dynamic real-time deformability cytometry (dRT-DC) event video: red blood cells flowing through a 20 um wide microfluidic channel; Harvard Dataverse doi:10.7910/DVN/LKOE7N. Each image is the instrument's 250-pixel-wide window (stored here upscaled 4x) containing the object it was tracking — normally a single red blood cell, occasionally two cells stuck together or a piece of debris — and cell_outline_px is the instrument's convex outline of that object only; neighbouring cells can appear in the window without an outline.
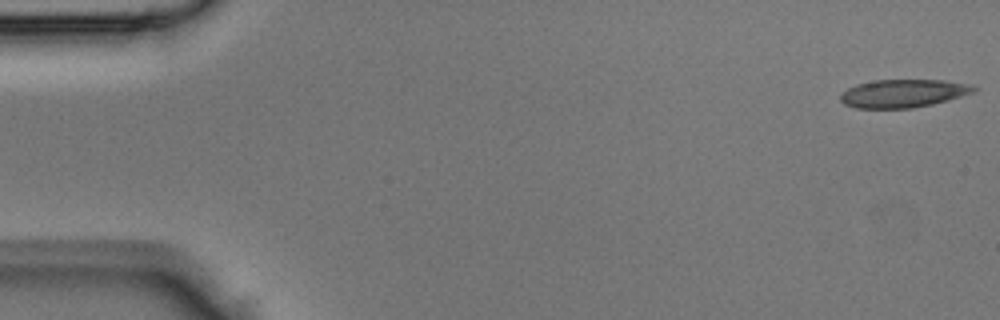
{"species": "Egyptian fruit bat (a non-hibernating species)", "species_latin": "Rousettus aegyptiacus", "temperature_condition": "room temperature", "stored_images_in_passage": 43, "camera_frame_rate_fps": 3000, "um_per_image_px": 0.085, "animal": {"sex": "male"}, "frame": {"image": 1, "passage_image": 1, "time_ms": 0.0, "image_size_px": [1000, 320], "cell_outline_px": [[980, 88], [972, 92], [948, 100], [932, 104], [912, 108], [856, 108], [844, 104], [840, 100], [840, 92], [856, 84], [876, 80], [944, 80], [968, 84]], "centroid_in_image_um": [76.74, 7.94], "position_along_channel_um": 8.3, "area_um2": 21.79}}
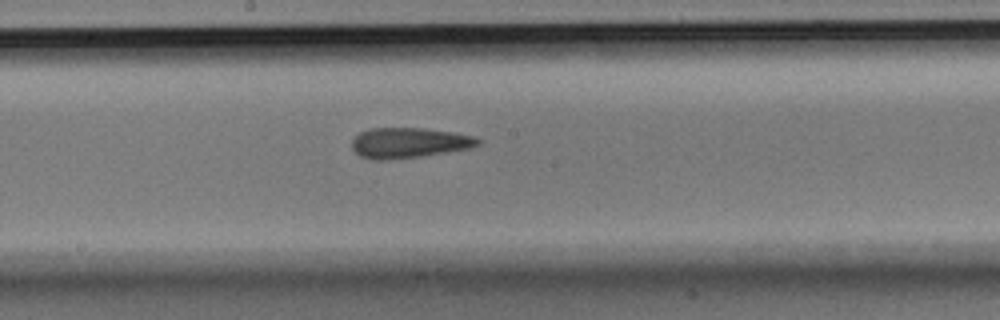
{"frame": {"image": 2, "passage_image": 23, "time_ms": 7.333, "image_size_px": [1000, 320], "cell_outline_px": [[484, 140], [480, 144], [472, 148], [420, 156], [388, 160], [372, 160], [360, 156], [352, 148], [352, 140], [360, 132], [372, 128], [420, 128], [448, 132], [472, 136]], "centroid_in_image_um": [34.75, 12.15], "position_along_channel_um": 213.4, "area_um2": 22.14}}
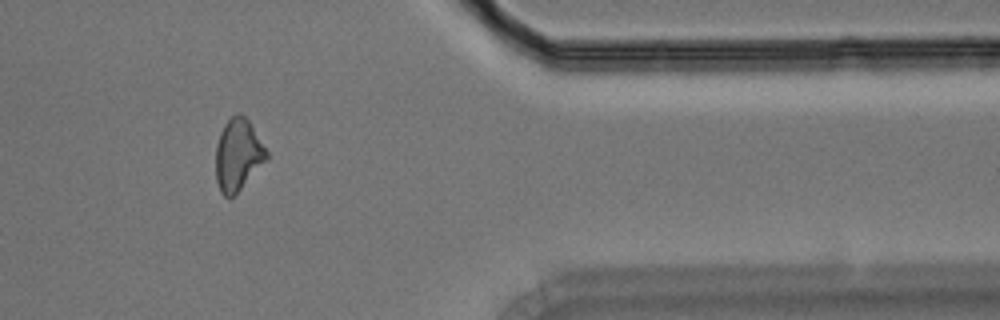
{"frame": {"image": 3, "passage_image": 36, "time_ms": 11.667, "image_size_px": [1000, 320], "cell_outline_px": [[268, 156], [240, 188], [228, 200], [220, 192], [216, 180], [216, 144], [220, 132], [224, 124], [236, 112], [240, 112], [248, 120], [268, 152]], "centroid_in_image_um": [20.18, 13.13], "position_along_channel_um": 391.2, "area_um2": 20.81}}